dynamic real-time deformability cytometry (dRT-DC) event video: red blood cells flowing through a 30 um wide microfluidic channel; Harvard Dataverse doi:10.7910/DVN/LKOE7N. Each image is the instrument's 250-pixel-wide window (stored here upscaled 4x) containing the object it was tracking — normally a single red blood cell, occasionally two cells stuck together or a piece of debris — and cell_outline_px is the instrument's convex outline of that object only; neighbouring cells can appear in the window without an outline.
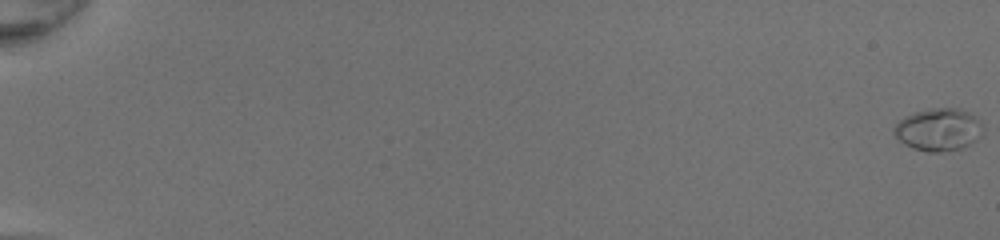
{"species": "common noctule bat (a hibernating species)", "species_latin": "Nyctalus noctula", "temperature_condition": "room temperature", "stored_images_in_passage": 53, "camera_frame_rate_fps": 3000, "um_per_image_px": 0.085, "animal": {"sex": "female", "body_mass_g": 20.0, "forearm_length_mm": 54.0}, "frame": {"image": 1, "passage_image": 1, "time_ms": 0.0, "image_size_px": [1000, 240], "cell_outline_px": [[984, 136], [972, 144], [960, 148], [940, 152], [928, 152], [912, 148], [904, 144], [892, 132], [892, 128], [904, 116], [916, 112], [932, 108], [960, 108], [976, 116], [984, 124]], "centroid_in_image_um": [79.83, 11.02], "position_along_channel_um": 5.2, "area_um2": 22.48}}
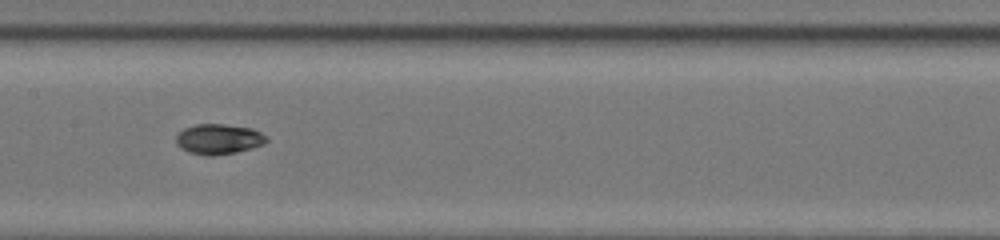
{"frame": {"image": 2, "passage_image": 30, "time_ms": 9.667, "image_size_px": [1000, 240], "cell_outline_px": [[268, 140], [264, 144], [252, 148], [236, 152], [212, 156], [208, 156], [188, 152], [180, 148], [176, 144], [176, 136], [184, 128], [196, 124], [224, 124], [252, 128], [268, 136]], "centroid_in_image_um": [18.59, 11.82], "position_along_channel_um": 188.8, "area_um2": 16.07}}
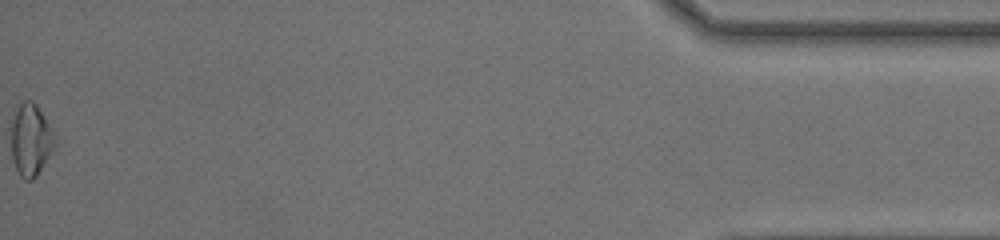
{"frame": {"image": 3, "passage_image": 53, "time_ms": 17.333, "image_size_px": [1000, 240], "cell_outline_px": [[56, 148], [36, 176], [32, 180], [24, 180], [20, 176], [12, 160], [12, 120], [16, 104], [24, 100], [32, 100], [36, 104], [56, 136]], "centroid_in_image_um": [2.63, 11.88], "position_along_channel_um": 432.6, "area_um2": 18.61}, "authors_computed_cell_mechanics": {"area_um2": 16.1262, "velocity_mm_per_s": 4.2676, "shape_relaxation_time_tau1_ms": 3.441, "shape_relaxation_time_tau2_ms": 4.0286, "deformation_change_tau1": 0.1658, "deformation_change_tau2": 0.0722}}